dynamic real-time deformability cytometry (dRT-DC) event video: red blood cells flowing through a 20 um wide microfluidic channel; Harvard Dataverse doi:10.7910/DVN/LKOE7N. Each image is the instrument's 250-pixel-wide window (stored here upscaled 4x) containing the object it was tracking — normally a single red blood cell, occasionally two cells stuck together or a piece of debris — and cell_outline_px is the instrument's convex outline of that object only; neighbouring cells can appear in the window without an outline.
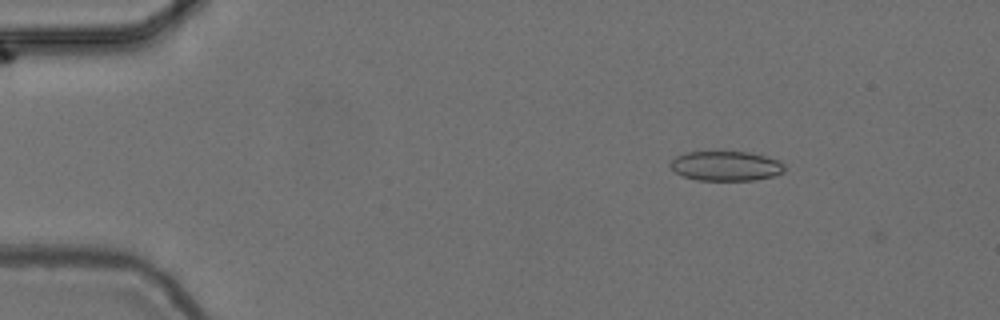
{"species": "common noctule bat (a hibernating species)", "species_latin": "Nyctalus noctula", "temperature_condition": "cold", "stored_images_in_passage": 4, "camera_frame_rate_fps": 3000, "um_per_image_px": 0.085, "animal": {"sex": "female", "body_mass_g": 24.6, "forearm_length_mm": 56.2}, "frame": {"image": 1, "passage_image": 3, "time_ms": 0.667, "image_size_px": [1000, 320], "cell_outline_px": [[784, 172], [772, 176], [756, 180], [696, 180], [684, 176], [676, 172], [668, 164], [676, 156], [684, 152], [748, 152], [764, 156], [776, 160], [784, 164]], "centroid_in_image_um": [61.68, 14.11], "position_along_channel_um": 23.3, "area_um2": 19.59}}